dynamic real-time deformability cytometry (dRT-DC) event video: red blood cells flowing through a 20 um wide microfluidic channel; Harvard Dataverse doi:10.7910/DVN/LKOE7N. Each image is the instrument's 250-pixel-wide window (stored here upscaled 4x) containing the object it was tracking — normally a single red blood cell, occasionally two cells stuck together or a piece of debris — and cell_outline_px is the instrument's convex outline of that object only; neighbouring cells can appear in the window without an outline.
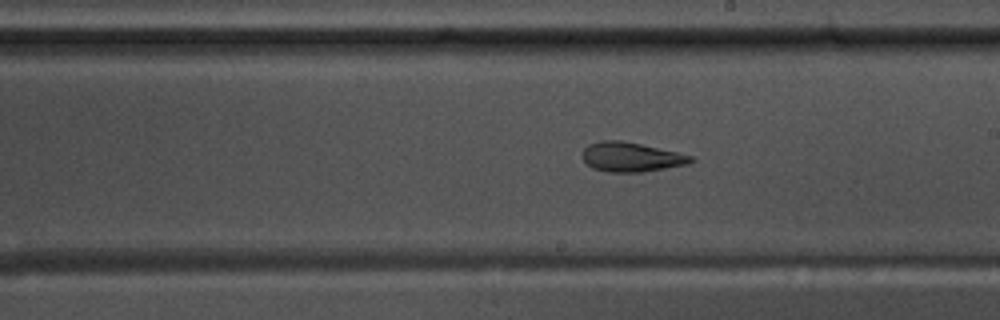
{"species": "common noctule bat (a hibernating species)", "species_latin": "Nyctalus noctula", "temperature_condition": "warm", "stored_images_in_passage": 48, "camera_frame_rate_fps": 3000, "um_per_image_px": 0.085, "animal": {"sex": "male", "body_mass_g": 17.5, "forearm_length_mm": 52.3}, "frame": {"image": 1, "passage_image": 30, "time_ms": 9.667, "image_size_px": [1000, 320], "cell_outline_px": [[696, 160], [688, 164], [640, 172], [608, 172], [592, 168], [584, 160], [584, 148], [588, 144], [604, 140], [620, 140], [640, 144], [676, 152], [692, 156]], "centroid_in_image_um": [53.65, 13.35], "position_along_channel_um": 235.4, "area_um2": 18.32}}
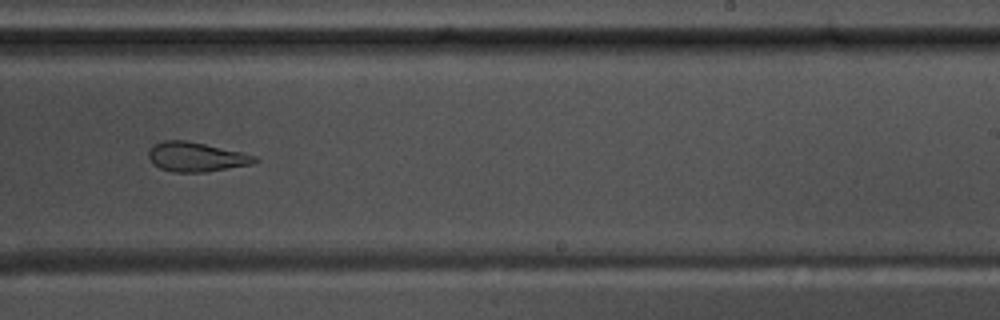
{"frame": {"image": 2, "passage_image": 33, "time_ms": 10.667, "image_size_px": [1000, 320], "cell_outline_px": [[260, 160], [252, 164], [204, 172], [172, 172], [160, 168], [152, 164], [148, 156], [148, 152], [156, 144], [164, 140], [184, 140], [204, 144], [240, 152], [256, 156]], "centroid_in_image_um": [16.66, 13.35], "position_along_channel_um": 272.3, "area_um2": 17.98}}
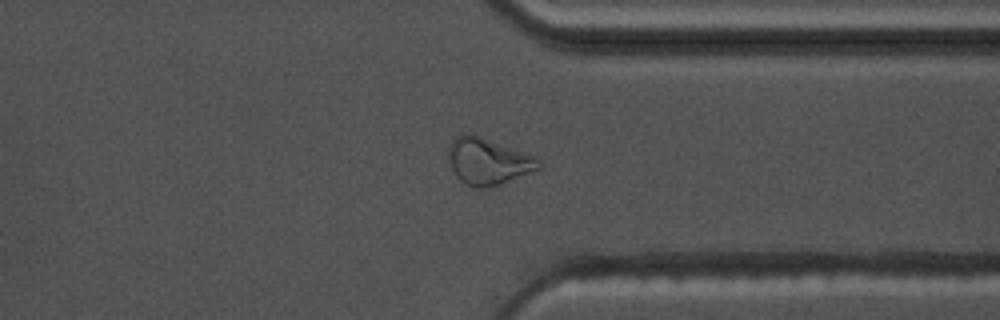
{"frame": {"image": 3, "passage_image": 41, "time_ms": 13.333, "image_size_px": [1000, 320], "cell_outline_px": [[540, 168], [500, 184], [488, 188], [472, 188], [464, 184], [456, 176], [448, 160], [448, 148], [452, 140], [456, 136], [468, 132], [532, 156], [540, 160]], "centroid_in_image_um": [41.41, 13.73], "position_along_channel_um": 370.0, "area_um2": 24.1}}